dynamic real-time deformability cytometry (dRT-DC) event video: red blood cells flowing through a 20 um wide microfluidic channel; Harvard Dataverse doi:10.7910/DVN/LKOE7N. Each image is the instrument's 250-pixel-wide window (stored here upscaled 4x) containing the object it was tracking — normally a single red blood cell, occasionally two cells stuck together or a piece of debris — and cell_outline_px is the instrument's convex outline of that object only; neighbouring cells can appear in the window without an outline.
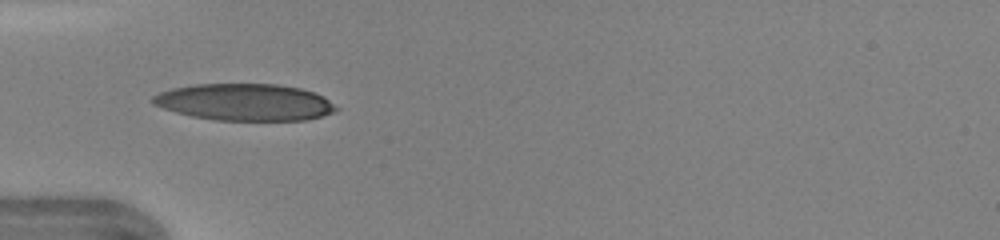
{"species": "human", "species_latin": "Homo sapiens", "temperature_condition": "warm", "stored_images_in_passage": 23, "camera_frame_rate_fps": 3000, "um_per_image_px": 0.085, "donor": {"sex": "female"}, "frame": {"image": 1, "passage_image": 4, "time_ms": 1.0, "image_size_px": [1000, 240], "cell_outline_px": [[340, 108], [332, 112], [320, 116], [304, 120], [216, 120], [192, 116], [176, 112], [152, 104], [152, 96], [160, 92], [172, 88], [196, 84], [276, 84], [300, 88], [316, 92], [324, 96]], "centroid_in_image_um": [20.82, 8.68], "position_along_channel_um": 64.2, "area_um2": 39.3}}